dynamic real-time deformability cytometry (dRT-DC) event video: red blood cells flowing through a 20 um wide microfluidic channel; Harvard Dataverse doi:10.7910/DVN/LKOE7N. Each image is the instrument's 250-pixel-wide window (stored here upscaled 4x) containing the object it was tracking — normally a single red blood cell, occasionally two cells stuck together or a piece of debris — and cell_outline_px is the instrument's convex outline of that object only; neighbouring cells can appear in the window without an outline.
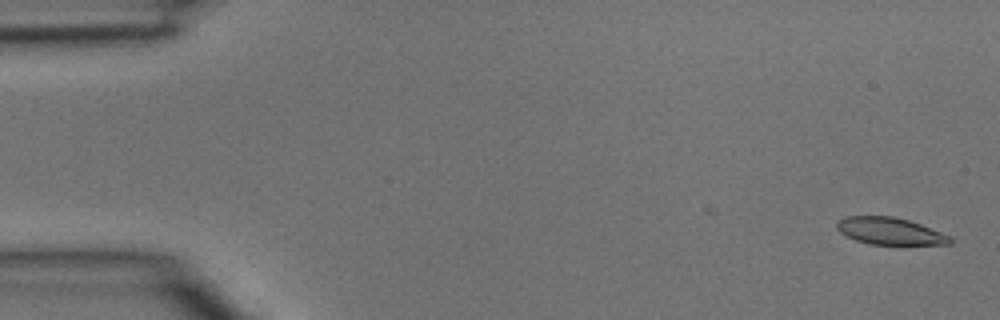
{"species": "common noctule bat (a hibernating species)", "species_latin": "Nyctalus noctula", "temperature_condition": "room temperature", "stored_images_in_passage": 3, "camera_frame_rate_fps": 3000, "um_per_image_px": 0.085, "animal": {"sex": "male", "body_mass_g": 15.6}, "frame": {"image": 1, "passage_image": 1, "time_ms": 0.0, "image_size_px": [1000, 320], "cell_outline_px": [[952, 244], [868, 244], [856, 240], [840, 232], [836, 228], [836, 220], [844, 216], [892, 216], [908, 220], [920, 224], [952, 236]], "centroid_in_image_um": [75.62, 19.63], "position_along_channel_um": 9.4, "area_um2": 17.86}}
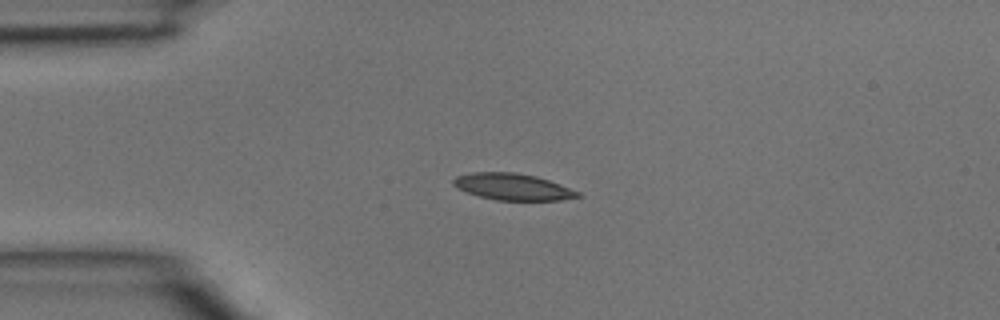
{"frame": {"image": 2, "passage_image": 3, "time_ms": 0.667, "image_size_px": [1000, 320], "cell_outline_px": [[584, 196], [560, 200], [496, 200], [480, 196], [456, 188], [452, 184], [452, 180], [456, 176], [472, 172], [516, 172], [536, 176], [560, 184], [580, 192]], "centroid_in_image_um": [43.59, 15.87], "position_along_channel_um": 41.4, "area_um2": 19.31}}